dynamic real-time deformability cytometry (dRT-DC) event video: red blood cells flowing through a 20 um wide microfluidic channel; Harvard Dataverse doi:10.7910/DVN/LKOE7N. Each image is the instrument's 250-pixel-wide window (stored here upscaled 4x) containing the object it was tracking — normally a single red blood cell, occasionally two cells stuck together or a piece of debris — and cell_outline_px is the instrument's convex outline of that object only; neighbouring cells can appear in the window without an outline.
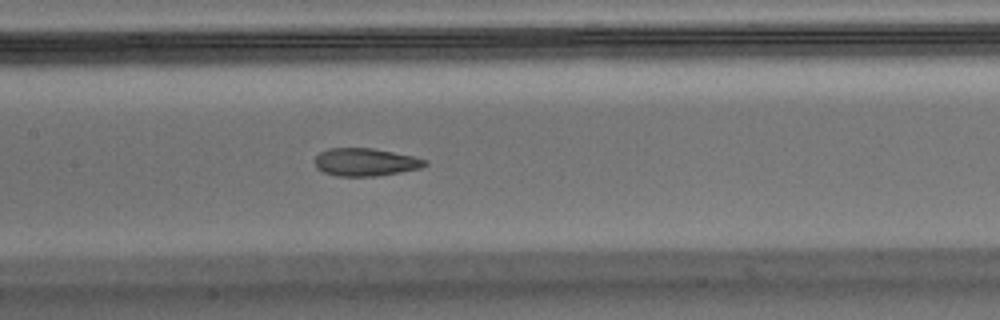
{"species": "Egyptian fruit bat (a non-hibernating species)", "species_latin": "Rousettus aegyptiacus", "temperature_condition": "warm", "stored_images_in_passage": 56, "camera_frame_rate_fps": 3000, "um_per_image_px": 0.085, "animal": {"sex": "male"}, "frame": {"image": 1, "passage_image": 25, "time_ms": 8.0, "image_size_px": [1000, 320], "cell_outline_px": [[428, 164], [420, 168], [400, 172], [376, 176], [336, 176], [324, 172], [316, 168], [316, 156], [320, 152], [328, 148], [372, 148], [412, 156], [428, 160]], "centroid_in_image_um": [31.06, 13.78], "position_along_channel_um": 176.3, "area_um2": 17.74}, "authors_computed_cell_mechanics": {"area_um2": 18.785, "velocity_mm_per_s": 3.5325, "shape_relaxation_time_tau1_ms": null, "shape_relaxation_time_tau2_ms": 1.3597, "deformation_change_tau1": null, "deformation_change_tau2": 0.0791}}